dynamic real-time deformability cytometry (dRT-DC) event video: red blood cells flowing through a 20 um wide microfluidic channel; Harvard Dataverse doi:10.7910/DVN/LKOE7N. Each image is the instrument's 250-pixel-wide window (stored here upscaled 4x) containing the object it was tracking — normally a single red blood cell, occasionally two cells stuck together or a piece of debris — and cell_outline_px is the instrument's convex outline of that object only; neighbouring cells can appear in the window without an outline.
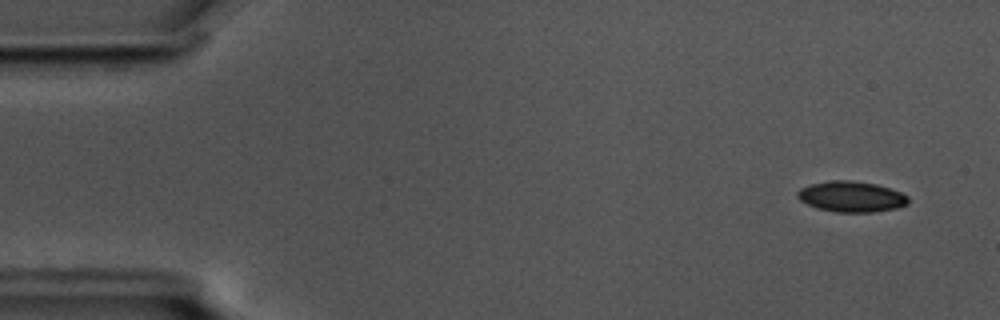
{"species": "common noctule bat (a hibernating species)", "species_latin": "Nyctalus noctula", "temperature_condition": "cold", "stored_images_in_passage": 54, "camera_frame_rate_fps": 3000, "um_per_image_px": 0.085, "animal": {"sex": "male", "body_mass_g": 17.5, "forearm_length_mm": 52.3}, "frame": {"image": 1, "passage_image": 1, "time_ms": 0.0, "image_size_px": [1000, 320], "cell_outline_px": [[908, 204], [896, 208], [872, 212], [836, 212], [816, 208], [800, 200], [796, 196], [796, 192], [800, 188], [812, 184], [832, 180], [852, 180], [876, 184], [900, 192], [908, 196]], "centroid_in_image_um": [72.34, 16.71], "position_along_channel_um": 12.7, "area_um2": 19.77}}
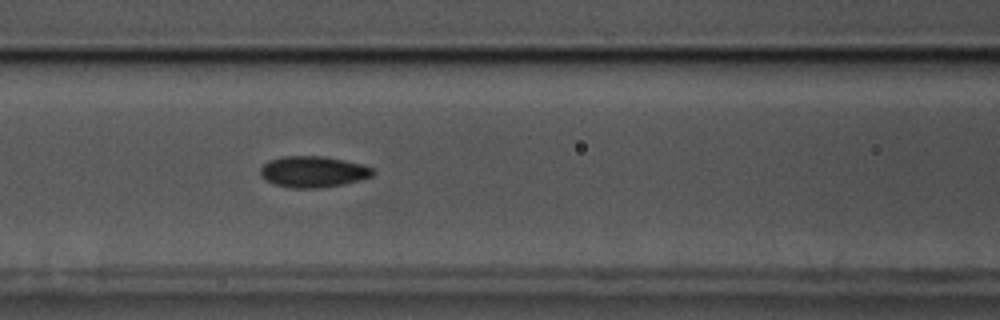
{"frame": {"image": 2, "passage_image": 21, "time_ms": 6.667, "image_size_px": [1000, 320], "cell_outline_px": [[376, 172], [372, 176], [360, 180], [344, 184], [320, 188], [292, 188], [276, 184], [264, 180], [260, 176], [260, 168], [268, 160], [284, 156], [324, 156], [364, 164], [372, 168]], "centroid_in_image_um": [26.62, 14.59], "position_along_channel_um": 140.0, "area_um2": 20.63}}
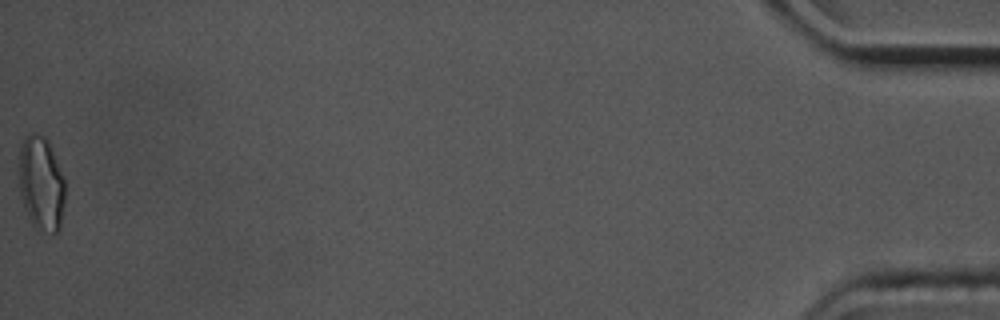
{"frame": {"image": 3, "passage_image": 54, "time_ms": 17.667, "image_size_px": [1000, 320], "cell_outline_px": [[64, 200], [60, 228], [56, 232], [52, 232], [36, 228], [32, 224], [28, 216], [20, 196], [20, 148], [24, 136], [32, 132], [36, 132], [44, 136], [48, 140], [64, 180]], "centroid_in_image_um": [3.49, 15.57], "position_along_channel_um": 431.7, "area_um2": 25.03}, "authors_computed_cell_mechanics": {"area_um2": 19.9121, "velocity_mm_per_s": 3.5745, "shape_relaxation_time_tau1_ms": 9.4348, "shape_relaxation_time_tau2_ms": 1.5661, "deformation_change_tau1": 0.1564, "deformation_change_tau2": 0.0545}}